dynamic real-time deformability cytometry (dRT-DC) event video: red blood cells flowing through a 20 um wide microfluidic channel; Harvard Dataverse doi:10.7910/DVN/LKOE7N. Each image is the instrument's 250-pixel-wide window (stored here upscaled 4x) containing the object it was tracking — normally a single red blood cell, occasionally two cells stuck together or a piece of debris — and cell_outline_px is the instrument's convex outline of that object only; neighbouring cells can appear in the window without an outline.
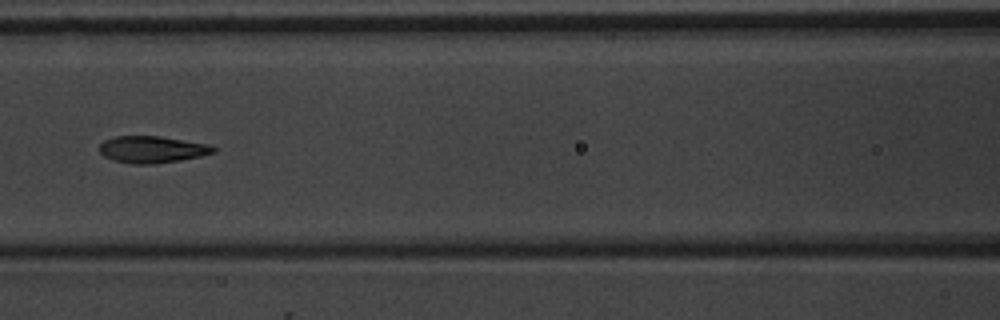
{"species": "common noctule bat (a hibernating species)", "species_latin": "Nyctalus noctula", "temperature_condition": "warm", "stored_images_in_passage": 9, "camera_frame_rate_fps": 3000, "um_per_image_px": 0.085, "animal": {"sex": "male", "body_mass_g": 20.1, "forearm_length_mm": 53.5}, "frame": {"image": 1, "passage_image": 6, "time_ms": 7.0, "image_size_px": [1000, 320], "cell_outline_px": [[216, 152], [200, 156], [180, 160], [152, 164], [132, 164], [112, 160], [104, 156], [100, 152], [100, 144], [104, 140], [116, 136], [160, 136], [212, 144], [216, 148]], "centroid_in_image_um": [12.96, 12.7], "position_along_channel_um": 153.6, "area_um2": 17.98}}
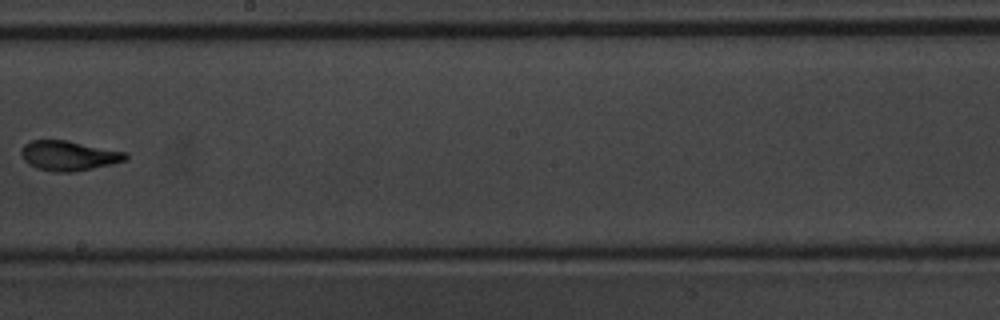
{"frame": {"image": 2, "passage_image": 8, "time_ms": 9.333, "image_size_px": [1000, 320], "cell_outline_px": [[128, 160], [112, 164], [72, 172], [56, 172], [36, 168], [28, 164], [20, 156], [20, 152], [24, 144], [32, 140], [68, 140], [124, 152], [128, 156]], "centroid_in_image_um": [5.81, 13.23], "position_along_channel_um": 242.4, "area_um2": 18.15}}
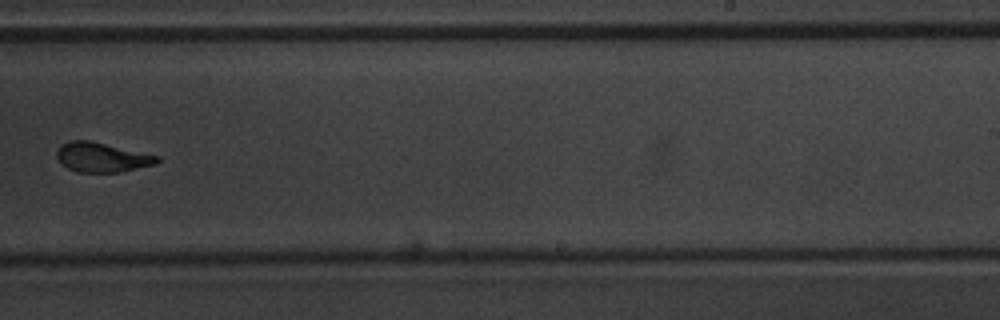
{"frame": {"image": 3, "passage_image": 9, "time_ms": 10.333, "image_size_px": [1000, 320], "cell_outline_px": [[160, 160], [156, 164], [120, 172], [76, 172], [60, 164], [56, 156], [56, 152], [60, 144], [72, 140], [88, 140], [160, 156]], "centroid_in_image_um": [8.63, 13.37], "position_along_channel_um": 280.4, "area_um2": 17.34}}